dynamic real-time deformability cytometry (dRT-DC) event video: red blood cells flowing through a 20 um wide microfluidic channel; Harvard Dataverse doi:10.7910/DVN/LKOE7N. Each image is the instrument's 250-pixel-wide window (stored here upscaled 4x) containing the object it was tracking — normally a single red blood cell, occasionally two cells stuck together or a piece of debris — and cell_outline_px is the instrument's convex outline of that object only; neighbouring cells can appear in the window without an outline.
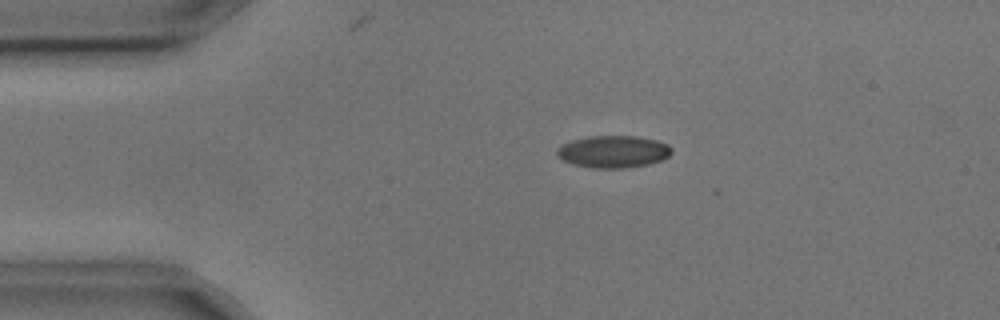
{"species": "common noctule bat (a hibernating species)", "species_latin": "Nyctalus noctula", "temperature_condition": "cold", "stored_images_in_passage": 5, "camera_frame_rate_fps": 3000, "um_per_image_px": 0.085, "animal": {"sex": "male", "body_mass_g": 17.9, "forearm_length_mm": 54.2}, "frame": {"image": 1, "passage_image": 4, "time_ms": 1.0, "image_size_px": [1000, 320], "cell_outline_px": [[672, 152], [668, 156], [660, 160], [648, 164], [624, 168], [592, 168], [572, 164], [564, 160], [556, 152], [556, 148], [572, 140], [588, 136], [636, 136], [656, 140], [668, 144], [672, 148]], "centroid_in_image_um": [52.14, 12.88], "position_along_channel_um": 32.9, "area_um2": 21.39}}